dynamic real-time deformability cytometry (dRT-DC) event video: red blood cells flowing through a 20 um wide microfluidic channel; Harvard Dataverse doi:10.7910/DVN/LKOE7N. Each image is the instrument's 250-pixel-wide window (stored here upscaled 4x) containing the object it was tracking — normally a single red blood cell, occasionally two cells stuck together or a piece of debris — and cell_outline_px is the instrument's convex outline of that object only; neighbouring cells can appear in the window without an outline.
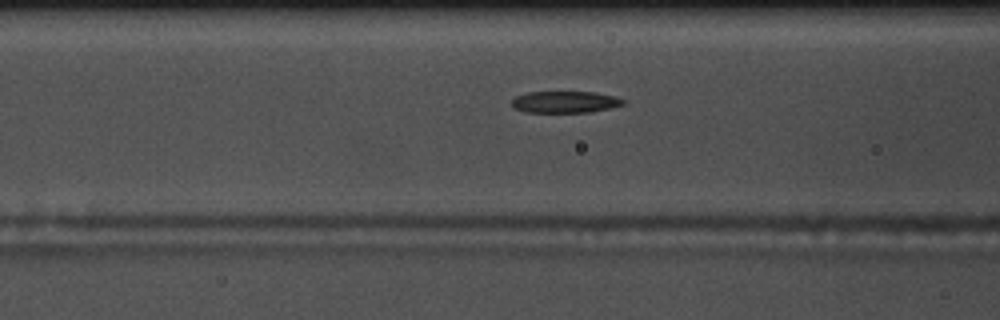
{"species": "common noctule bat (a hibernating species)", "species_latin": "Nyctalus noctula", "temperature_condition": "warm", "stored_images_in_passage": 36, "camera_frame_rate_fps": 3000, "um_per_image_px": 0.085, "animal": {"sex": "male", "body_mass_g": 17.5, "forearm_length_mm": 52.3}, "frame": {"image": 1, "passage_image": 6, "time_ms": 1.667, "image_size_px": [1000, 320], "cell_outline_px": [[624, 104], [612, 108], [588, 112], [524, 112], [512, 108], [512, 100], [516, 96], [528, 92], [596, 92], [616, 96], [624, 100]], "centroid_in_image_um": [48.03, 8.67], "position_along_channel_um": 118.6, "area_um2": 14.16}}
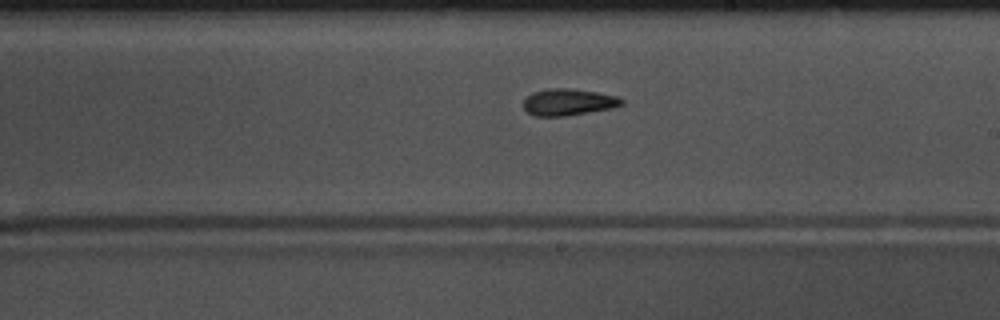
{"frame": {"image": 2, "passage_image": 16, "time_ms": 5.0, "image_size_px": [1000, 320], "cell_outline_px": [[624, 104], [612, 108], [564, 116], [536, 116], [528, 112], [520, 104], [532, 92], [548, 88], [572, 88], [596, 92], [616, 96], [624, 100]], "centroid_in_image_um": [48.28, 8.67], "position_along_channel_um": 240.7, "area_um2": 15.32}}
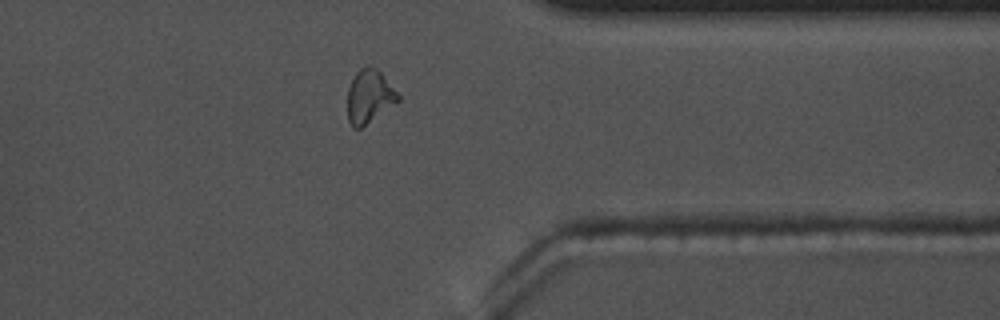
{"frame": {"image": 3, "passage_image": 28, "time_ms": 9.0, "image_size_px": [1000, 320], "cell_outline_px": [[400, 100], [360, 128], [352, 128], [348, 120], [348, 88], [356, 72], [364, 64], [372, 64], [380, 72], [400, 96]], "centroid_in_image_um": [31.37, 8.16], "position_along_channel_um": 380.0, "area_um2": 15.61}, "authors_computed_cell_mechanics": {"area_um2": 15.1147, "velocity_mm_per_s": 3.6764, "shape_relaxation_time_tau1_ms": 5.0579, "shape_relaxation_time_tau2_ms": 3.1753, "deformation_change_tau1": 0.1789, "deformation_change_tau2": 0.1135}}